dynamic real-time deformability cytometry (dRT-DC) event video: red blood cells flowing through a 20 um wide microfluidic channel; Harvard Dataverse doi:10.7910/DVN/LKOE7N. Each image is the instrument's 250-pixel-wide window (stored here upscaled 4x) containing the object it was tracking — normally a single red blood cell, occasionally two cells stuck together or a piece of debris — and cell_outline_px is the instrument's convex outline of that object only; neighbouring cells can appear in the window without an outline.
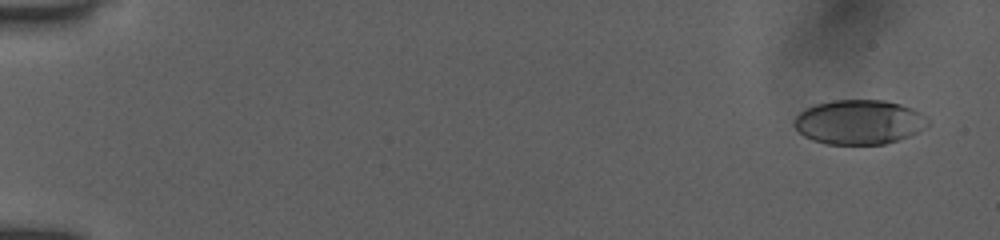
{"species": "human", "species_latin": "Homo sapiens", "temperature_condition": "room temperature", "stored_images_in_passage": 48, "camera_frame_rate_fps": 3000, "um_per_image_px": 0.085, "donor": {"sex": "female"}, "frame": {"image": 1, "passage_image": 3, "time_ms": 0.667, "image_size_px": [1000, 240], "cell_outline_px": [[928, 124], [924, 128], [908, 136], [884, 144], [828, 144], [812, 140], [804, 136], [796, 128], [796, 116], [800, 112], [816, 104], [832, 100], [884, 100], [900, 104], [912, 108], [928, 116]], "centroid_in_image_um": [73.05, 10.37], "position_along_channel_um": 12.0, "area_um2": 34.39}}
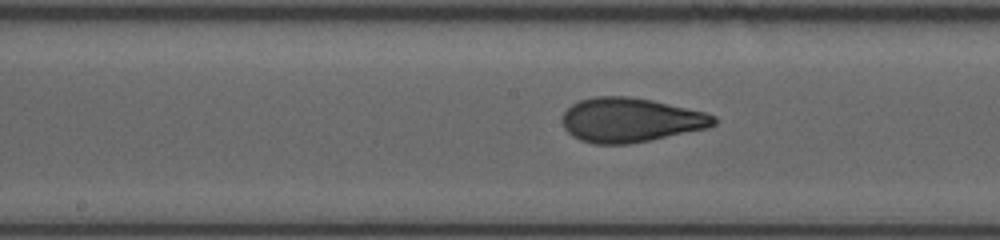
{"frame": {"image": 2, "passage_image": 24, "time_ms": 9.333, "image_size_px": [1000, 240], "cell_outline_px": [[716, 124], [708, 128], [628, 144], [592, 144], [580, 140], [572, 136], [564, 128], [564, 112], [572, 104], [580, 100], [596, 96], [628, 96], [652, 100], [704, 112], [716, 116]], "centroid_in_image_um": [53.59, 10.2], "position_along_channel_um": 194.6, "area_um2": 38.9}}
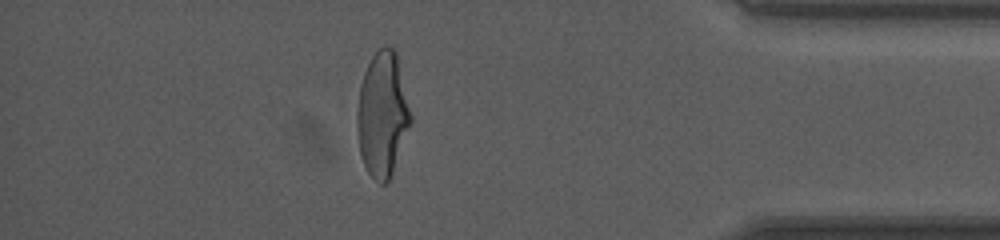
{"frame": {"image": 3, "passage_image": 43, "time_ms": 15.333, "image_size_px": [1000, 240], "cell_outline_px": [[412, 120], [392, 172], [388, 180], [384, 184], [380, 184], [368, 172], [360, 156], [356, 128], [356, 116], [360, 84], [364, 72], [372, 56], [384, 44], [388, 44], [396, 48], [412, 116]], "centroid_in_image_um": [32.5, 9.66], "position_along_channel_um": 402.7, "area_um2": 39.19}, "authors_computed_cell_mechanics": {"area_um2": 37.8301, "velocity_mm_per_s": 3.987, "shape_relaxation_time_tau1_ms": 4.5043, "shape_relaxation_time_tau2_ms": 1.0047, "deformation_change_tau1": 0.186, "deformation_change_tau2": 0.0781}}